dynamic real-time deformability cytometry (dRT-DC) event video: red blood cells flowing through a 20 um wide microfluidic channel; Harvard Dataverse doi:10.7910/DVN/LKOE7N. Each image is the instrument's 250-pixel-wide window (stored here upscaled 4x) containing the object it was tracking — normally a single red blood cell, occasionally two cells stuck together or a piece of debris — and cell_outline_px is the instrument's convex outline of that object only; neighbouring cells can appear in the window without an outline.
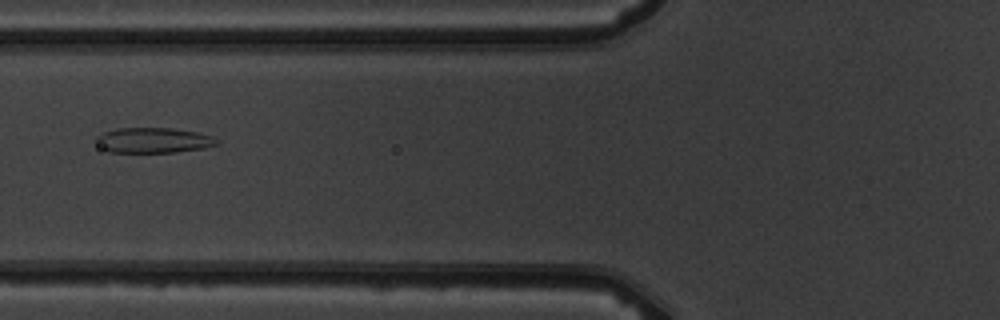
{"species": "common noctule bat (a hibernating species)", "species_latin": "Nyctalus noctula", "temperature_condition": "warm", "stored_images_in_passage": 8, "camera_frame_rate_fps": 3000, "um_per_image_px": 0.085, "animal": {"sex": "male", "body_mass_g": 19.5, "forearm_length_mm": 54.6}, "frame": {"image": 1, "passage_image": 6, "time_ms": 6.667, "image_size_px": [1000, 320], "cell_outline_px": [[216, 144], [204, 148], [176, 152], [108, 152], [100, 148], [96, 140], [96, 136], [104, 132], [120, 128], [172, 128], [196, 132], [212, 136], [216, 140]], "centroid_in_image_um": [12.99, 11.93], "position_along_channel_um": 112.8, "area_um2": 17.63}}
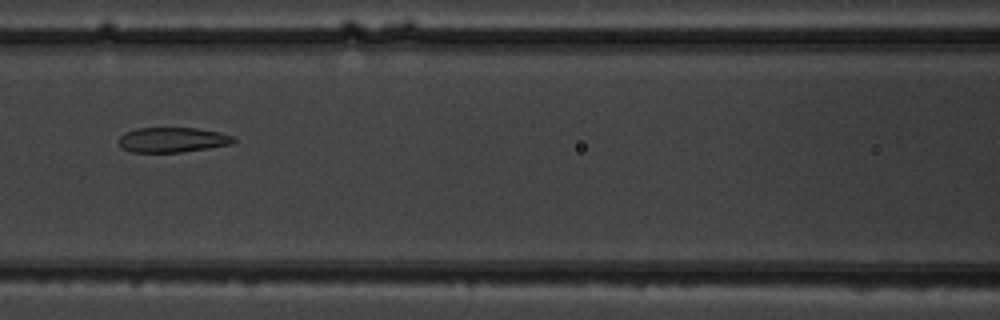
{"frame": {"image": 2, "passage_image": 7, "time_ms": 7.667, "image_size_px": [1000, 320], "cell_outline_px": [[236, 140], [232, 144], [208, 148], [180, 152], [132, 152], [120, 148], [120, 136], [124, 132], [136, 128], [196, 128], [220, 132], [236, 136]], "centroid_in_image_um": [14.68, 11.88], "position_along_channel_um": 151.9, "area_um2": 16.82}}
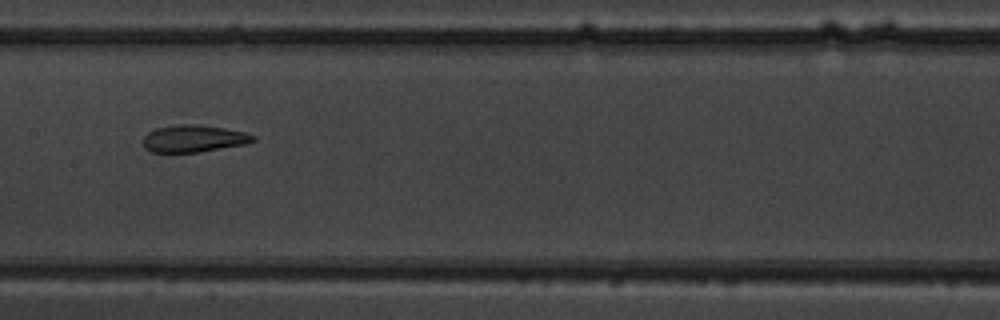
{"frame": {"image": 3, "passage_image": 8, "time_ms": 8.667, "image_size_px": [1000, 320], "cell_outline_px": [[256, 140], [244, 144], [200, 152], [148, 152], [144, 148], [144, 136], [148, 132], [156, 128], [180, 124], [196, 124], [224, 128], [244, 132], [256, 136]], "centroid_in_image_um": [16.45, 11.78], "position_along_channel_um": 191.0, "area_um2": 17.34}}